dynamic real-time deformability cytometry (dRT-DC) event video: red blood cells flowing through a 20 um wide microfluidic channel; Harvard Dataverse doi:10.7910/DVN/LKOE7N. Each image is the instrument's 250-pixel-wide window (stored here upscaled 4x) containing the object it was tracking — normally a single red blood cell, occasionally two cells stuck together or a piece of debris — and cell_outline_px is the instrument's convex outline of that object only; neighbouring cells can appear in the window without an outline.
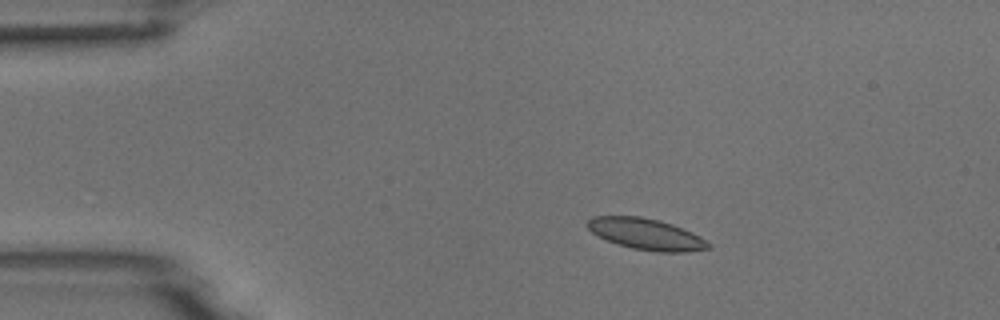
{"species": "common noctule bat (a hibernating species)", "species_latin": "Nyctalus noctula", "temperature_condition": "room temperature", "stored_images_in_passage": 6, "camera_frame_rate_fps": 3000, "um_per_image_px": 0.085, "animal": {"sex": "male", "body_mass_g": 18.8}, "frame": {"image": 1, "passage_image": 2, "time_ms": 1.333, "image_size_px": [1000, 320], "cell_outline_px": [[712, 248], [684, 252], [660, 252], [632, 248], [608, 240], [592, 232], [588, 228], [588, 220], [592, 216], [640, 216], [660, 220], [672, 224], [692, 232], [700, 236], [712, 244]], "centroid_in_image_um": [54.98, 19.89], "position_along_channel_um": 30.0, "area_um2": 21.85}}
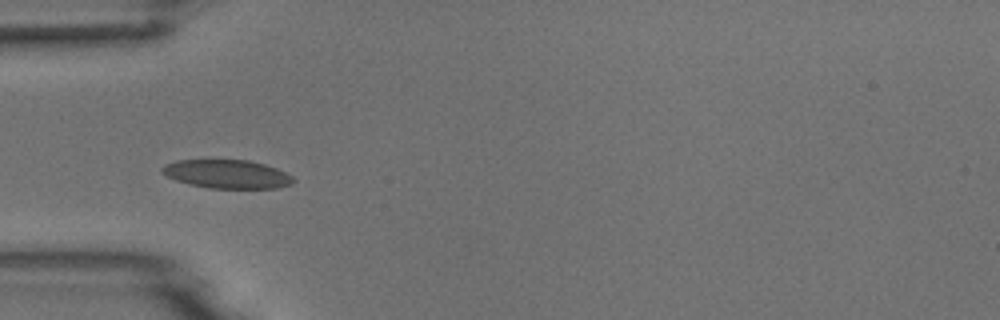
{"frame": {"image": 2, "passage_image": 4, "time_ms": 3.667, "image_size_px": [1000, 320], "cell_outline_px": [[296, 180], [292, 184], [276, 188], [208, 188], [188, 184], [176, 180], [160, 172], [160, 168], [164, 164], [176, 160], [248, 160], [264, 164], [276, 168], [292, 176]], "centroid_in_image_um": [19.27, 14.79], "position_along_channel_um": 65.7, "area_um2": 21.91}}